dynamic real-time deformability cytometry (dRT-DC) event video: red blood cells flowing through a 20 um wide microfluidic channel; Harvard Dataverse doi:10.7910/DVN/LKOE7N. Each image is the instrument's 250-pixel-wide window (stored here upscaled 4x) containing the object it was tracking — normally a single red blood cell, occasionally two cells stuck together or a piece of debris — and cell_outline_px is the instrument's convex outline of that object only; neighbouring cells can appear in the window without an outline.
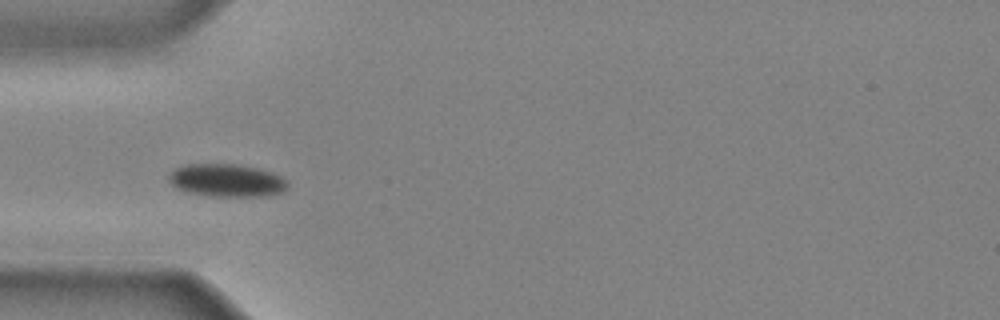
{"species": "common noctule bat (a hibernating species)", "species_latin": "Nyctalus noctula", "temperature_condition": "cold", "stored_images_in_passage": 30, "camera_frame_rate_fps": 3000, "um_per_image_px": 0.085, "animal": {"sex": "male", "body_mass_g": 20.4}, "frame": {"image": 1, "passage_image": 1, "time_ms": 0.0, "image_size_px": [1000, 320], "cell_outline_px": [[288, 188], [284, 192], [264, 196], [208, 196], [188, 192], [176, 188], [168, 180], [168, 176], [176, 168], [188, 164], [236, 164], [256, 168], [272, 172], [288, 180]], "centroid_in_image_um": [19.3, 15.34], "position_along_channel_um": 65.7, "area_um2": 22.77}}
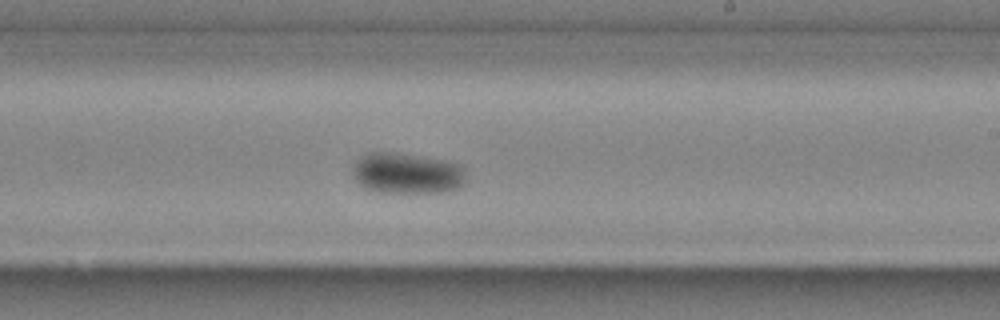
{"frame": {"image": 2, "passage_image": 14, "time_ms": 4.333, "image_size_px": [1000, 320], "cell_outline_px": [[464, 184], [456, 188], [444, 192], [380, 192], [364, 188], [352, 176], [352, 168], [360, 156], [368, 152], [396, 152], [444, 160], [460, 164], [464, 168]], "centroid_in_image_um": [34.56, 14.72], "position_along_channel_um": 254.4, "area_um2": 27.11}}
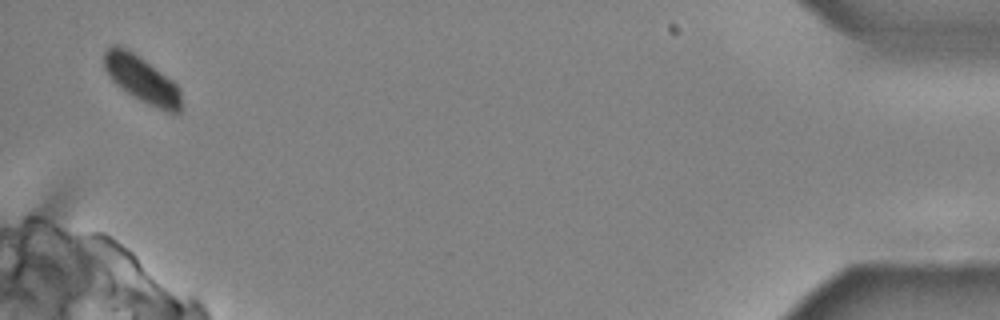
{"frame": {"image": 3, "passage_image": 30, "time_ms": 9.667, "image_size_px": [1000, 320], "cell_outline_px": [[180, 112], [168, 112], [148, 104], [132, 96], [120, 88], [108, 76], [104, 68], [104, 52], [112, 44], [116, 44], [132, 52], [144, 60], [172, 80], [180, 88]], "centroid_in_image_um": [12.02, 6.74], "position_along_channel_um": 423.2, "area_um2": 20.58}}